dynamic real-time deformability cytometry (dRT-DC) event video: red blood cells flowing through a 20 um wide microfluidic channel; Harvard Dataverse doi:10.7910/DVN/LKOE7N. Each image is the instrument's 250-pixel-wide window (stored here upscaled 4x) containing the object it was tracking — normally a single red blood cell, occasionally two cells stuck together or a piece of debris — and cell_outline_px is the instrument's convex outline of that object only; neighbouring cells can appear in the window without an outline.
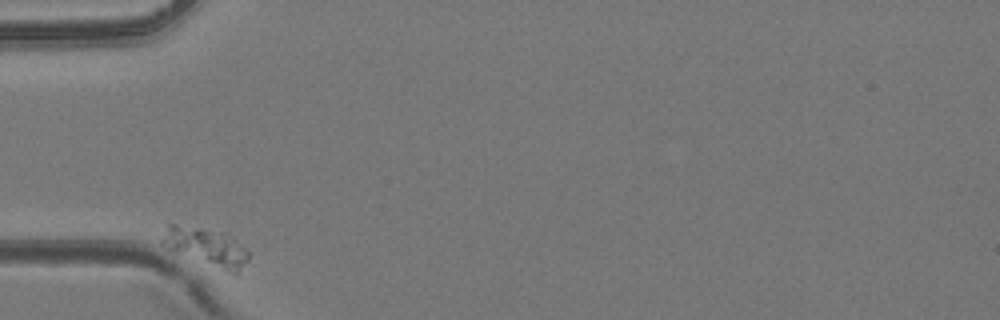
{"species": "common noctule bat (a hibernating species)", "species_latin": "Nyctalus noctula", "temperature_condition": "room temperature", "stored_images_in_passage": 31, "camera_frame_rate_fps": 3000, "um_per_image_px": 0.085, "animal": {"sex": "female", "body_mass_g": 24.6, "forearm_length_mm": 56.2}, "frame": {"image": 1, "passage_image": 1, "time_ms": 0.0, "image_size_px": [1000, 320], "cell_outline_px": [[248, 260], [236, 276], [176, 252], [160, 244], [160, 240], [168, 224], [176, 224], [224, 232], [244, 248], [248, 252]], "centroid_in_image_um": [17.52, 21.01], "position_along_channel_um": 67.5, "area_um2": 19.02}}
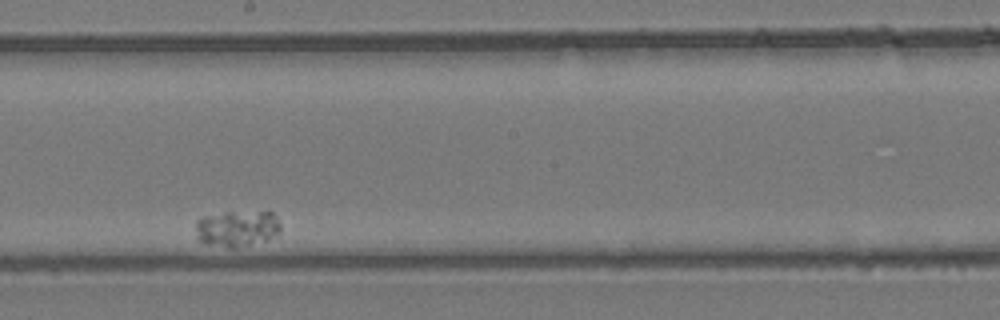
{"frame": {"image": 2, "passage_image": 18, "time_ms": 5.667, "image_size_px": [1000, 320], "cell_outline_px": [[280, 236], [236, 248], [232, 248], [204, 244], [196, 240], [196, 220], [204, 216], [224, 212], [272, 212], [276, 216], [280, 224]], "centroid_in_image_um": [20.14, 19.44], "position_along_channel_um": 228.1, "area_um2": 18.26}}
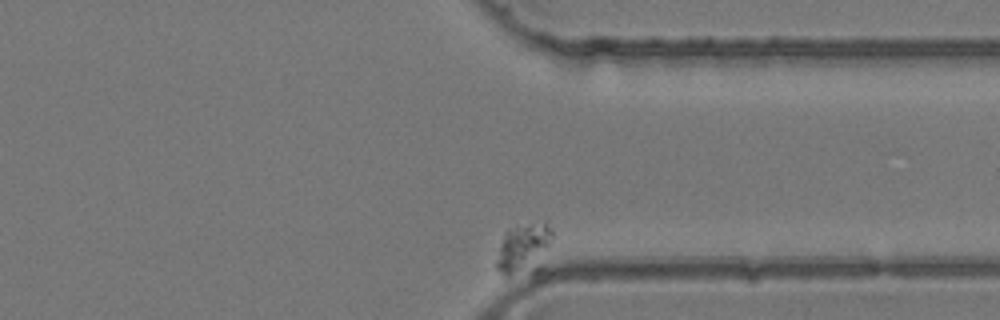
{"frame": {"image": 3, "passage_image": 31, "time_ms": 10.0, "image_size_px": [1000, 320], "cell_outline_px": [[552, 236], [548, 244], [508, 276], [504, 276], [496, 268], [496, 260], [504, 232], [508, 228], [532, 224], [544, 224], [552, 232]], "centroid_in_image_um": [44.29, 20.93], "position_along_channel_um": 367.1, "area_um2": 13.12}}